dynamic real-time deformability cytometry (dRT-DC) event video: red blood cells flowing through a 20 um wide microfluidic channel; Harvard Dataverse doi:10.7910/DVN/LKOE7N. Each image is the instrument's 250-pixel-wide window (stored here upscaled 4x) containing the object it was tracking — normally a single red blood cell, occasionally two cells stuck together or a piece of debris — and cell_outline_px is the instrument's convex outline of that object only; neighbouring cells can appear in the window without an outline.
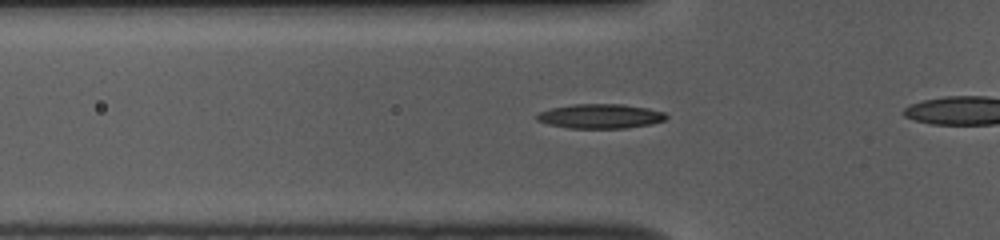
{"species": "common noctule bat (a hibernating species)", "species_latin": "Nyctalus noctula", "temperature_condition": "room temperature", "stored_images_in_passage": 38, "camera_frame_rate_fps": 3000, "um_per_image_px": 0.085, "animal": {"sex": "female", "body_mass_g": 10.0, "forearm_length_mm": 53.1}, "frame": {"image": 1, "passage_image": 13, "time_ms": 4.0, "image_size_px": [1000, 240], "cell_outline_px": [[668, 116], [664, 120], [652, 124], [624, 128], [568, 128], [548, 124], [536, 120], [536, 116], [540, 112], [552, 108], [572, 104], [624, 104], [648, 108], [664, 112]], "centroid_in_image_um": [51.04, 9.87], "position_along_channel_um": 74.8, "area_um2": 18.44}}
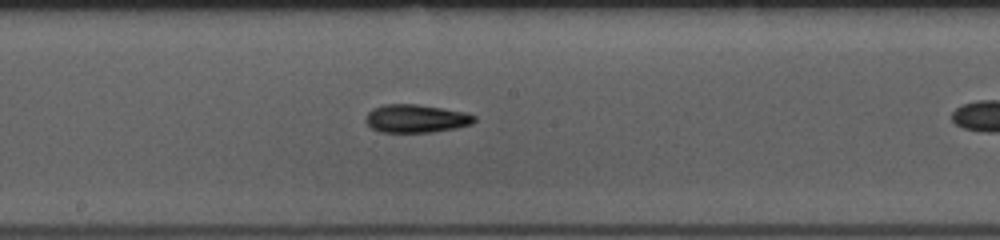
{"frame": {"image": 2, "passage_image": 24, "time_ms": 7.667, "image_size_px": [1000, 240], "cell_outline_px": [[476, 120], [472, 124], [456, 128], [432, 132], [380, 132], [372, 128], [364, 120], [364, 116], [372, 108], [384, 104], [416, 104], [464, 112], [476, 116]], "centroid_in_image_um": [35.33, 10.08], "position_along_channel_um": 212.9, "area_um2": 17.86}}
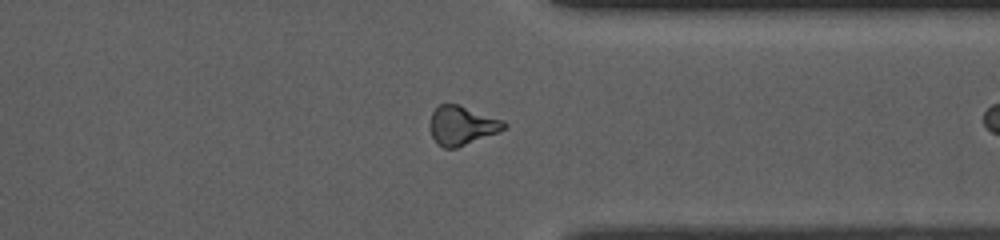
{"frame": {"image": 3, "passage_image": 37, "time_ms": 12.0, "image_size_px": [1000, 240], "cell_outline_px": [[508, 128], [500, 132], [456, 148], [444, 148], [436, 144], [432, 136], [432, 112], [440, 104], [460, 104], [504, 120], [508, 124]], "centroid_in_image_um": [39.34, 10.67], "position_along_channel_um": 372.1, "area_um2": 16.94}}